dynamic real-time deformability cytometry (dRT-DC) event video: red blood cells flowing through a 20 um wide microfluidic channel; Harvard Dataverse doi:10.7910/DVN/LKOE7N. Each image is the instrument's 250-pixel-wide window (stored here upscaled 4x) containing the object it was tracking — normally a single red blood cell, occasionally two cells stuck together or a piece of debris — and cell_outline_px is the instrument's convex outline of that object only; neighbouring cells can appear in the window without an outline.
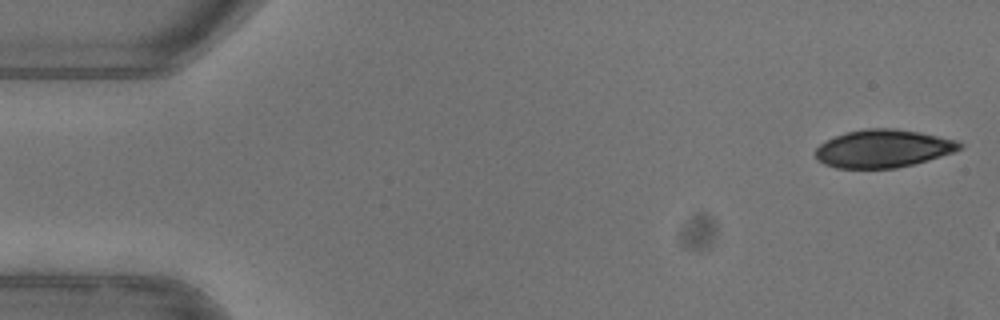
{"species": "common noctule bat (a hibernating species)", "species_latin": "Nyctalus noctula", "temperature_condition": "warm", "stored_images_in_passage": 7, "camera_frame_rate_fps": 3000, "um_per_image_px": 0.085, "animal": {"sex": "female"}, "frame": {"image": 1, "passage_image": 1, "time_ms": 0.0, "image_size_px": [1000, 320], "cell_outline_px": [[964, 144], [960, 148], [952, 152], [928, 160], [896, 168], [836, 168], [824, 164], [816, 160], [816, 148], [820, 144], [836, 136], [848, 132], [864, 128], [896, 128], [920, 132], [956, 140]], "centroid_in_image_um": [75.05, 12.62], "position_along_channel_um": 9.9, "area_um2": 31.67}}